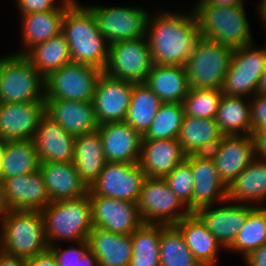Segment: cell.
Segmentation results:
<instances>
[{"mask_svg": "<svg viewBox=\"0 0 266 266\" xmlns=\"http://www.w3.org/2000/svg\"><path fill=\"white\" fill-rule=\"evenodd\" d=\"M199 36L194 10L189 15L170 11L149 13L146 38L156 65L184 66Z\"/></svg>", "mask_w": 266, "mask_h": 266, "instance_id": "6da1fadb", "label": "cell"}, {"mask_svg": "<svg viewBox=\"0 0 266 266\" xmlns=\"http://www.w3.org/2000/svg\"><path fill=\"white\" fill-rule=\"evenodd\" d=\"M62 33L69 45L72 62L104 71L109 44L99 31L93 13L86 6L74 1L65 10Z\"/></svg>", "mask_w": 266, "mask_h": 266, "instance_id": "7a4b0ae2", "label": "cell"}, {"mask_svg": "<svg viewBox=\"0 0 266 266\" xmlns=\"http://www.w3.org/2000/svg\"><path fill=\"white\" fill-rule=\"evenodd\" d=\"M192 10L200 36L233 49L254 43L244 5L214 6L198 0Z\"/></svg>", "mask_w": 266, "mask_h": 266, "instance_id": "3957f363", "label": "cell"}, {"mask_svg": "<svg viewBox=\"0 0 266 266\" xmlns=\"http://www.w3.org/2000/svg\"><path fill=\"white\" fill-rule=\"evenodd\" d=\"M41 213L49 246L59 241H85L94 228L88 194L76 199L51 202Z\"/></svg>", "mask_w": 266, "mask_h": 266, "instance_id": "277c9868", "label": "cell"}, {"mask_svg": "<svg viewBox=\"0 0 266 266\" xmlns=\"http://www.w3.org/2000/svg\"><path fill=\"white\" fill-rule=\"evenodd\" d=\"M0 250L28 259L49 249L41 211L10 210L2 220Z\"/></svg>", "mask_w": 266, "mask_h": 266, "instance_id": "5b68a950", "label": "cell"}, {"mask_svg": "<svg viewBox=\"0 0 266 266\" xmlns=\"http://www.w3.org/2000/svg\"><path fill=\"white\" fill-rule=\"evenodd\" d=\"M233 48L199 36L184 67L192 89H221Z\"/></svg>", "mask_w": 266, "mask_h": 266, "instance_id": "8992f818", "label": "cell"}, {"mask_svg": "<svg viewBox=\"0 0 266 266\" xmlns=\"http://www.w3.org/2000/svg\"><path fill=\"white\" fill-rule=\"evenodd\" d=\"M45 100V78L20 54L0 57V103Z\"/></svg>", "mask_w": 266, "mask_h": 266, "instance_id": "52a82bcc", "label": "cell"}, {"mask_svg": "<svg viewBox=\"0 0 266 266\" xmlns=\"http://www.w3.org/2000/svg\"><path fill=\"white\" fill-rule=\"evenodd\" d=\"M137 206L145 224L175 225L191 213L164 178L145 177Z\"/></svg>", "mask_w": 266, "mask_h": 266, "instance_id": "ba28073f", "label": "cell"}, {"mask_svg": "<svg viewBox=\"0 0 266 266\" xmlns=\"http://www.w3.org/2000/svg\"><path fill=\"white\" fill-rule=\"evenodd\" d=\"M248 44L233 50L221 92L226 96L252 97L266 66V48ZM250 95V96H249Z\"/></svg>", "mask_w": 266, "mask_h": 266, "instance_id": "9c48e42d", "label": "cell"}, {"mask_svg": "<svg viewBox=\"0 0 266 266\" xmlns=\"http://www.w3.org/2000/svg\"><path fill=\"white\" fill-rule=\"evenodd\" d=\"M102 72L86 64H66L45 78V99L92 102L95 86Z\"/></svg>", "mask_w": 266, "mask_h": 266, "instance_id": "30bf717a", "label": "cell"}, {"mask_svg": "<svg viewBox=\"0 0 266 266\" xmlns=\"http://www.w3.org/2000/svg\"><path fill=\"white\" fill-rule=\"evenodd\" d=\"M154 66L145 37L109 45L108 61L103 72L134 84L144 83Z\"/></svg>", "mask_w": 266, "mask_h": 266, "instance_id": "8fae6325", "label": "cell"}, {"mask_svg": "<svg viewBox=\"0 0 266 266\" xmlns=\"http://www.w3.org/2000/svg\"><path fill=\"white\" fill-rule=\"evenodd\" d=\"M108 44L146 36L149 13L141 7L86 6Z\"/></svg>", "mask_w": 266, "mask_h": 266, "instance_id": "7c38bea8", "label": "cell"}, {"mask_svg": "<svg viewBox=\"0 0 266 266\" xmlns=\"http://www.w3.org/2000/svg\"><path fill=\"white\" fill-rule=\"evenodd\" d=\"M145 177L138 163L106 162L89 192L92 195L137 203Z\"/></svg>", "mask_w": 266, "mask_h": 266, "instance_id": "4fadbf2b", "label": "cell"}, {"mask_svg": "<svg viewBox=\"0 0 266 266\" xmlns=\"http://www.w3.org/2000/svg\"><path fill=\"white\" fill-rule=\"evenodd\" d=\"M88 196L92 205L93 227L130 235L143 224L137 203L92 195L89 191Z\"/></svg>", "mask_w": 266, "mask_h": 266, "instance_id": "5bb4252c", "label": "cell"}, {"mask_svg": "<svg viewBox=\"0 0 266 266\" xmlns=\"http://www.w3.org/2000/svg\"><path fill=\"white\" fill-rule=\"evenodd\" d=\"M133 84L102 72L93 97L95 116L99 125L124 121L131 101Z\"/></svg>", "mask_w": 266, "mask_h": 266, "instance_id": "9a60e30c", "label": "cell"}, {"mask_svg": "<svg viewBox=\"0 0 266 266\" xmlns=\"http://www.w3.org/2000/svg\"><path fill=\"white\" fill-rule=\"evenodd\" d=\"M45 115V100L0 103V140L5 142L33 139Z\"/></svg>", "mask_w": 266, "mask_h": 266, "instance_id": "2e32d148", "label": "cell"}, {"mask_svg": "<svg viewBox=\"0 0 266 266\" xmlns=\"http://www.w3.org/2000/svg\"><path fill=\"white\" fill-rule=\"evenodd\" d=\"M226 202L229 205L222 204L217 208L208 205L200 207L194 212L222 245L223 249H228L234 243L249 212L255 207L253 203H245L244 205L242 203L241 205L229 200Z\"/></svg>", "mask_w": 266, "mask_h": 266, "instance_id": "e0dca14e", "label": "cell"}, {"mask_svg": "<svg viewBox=\"0 0 266 266\" xmlns=\"http://www.w3.org/2000/svg\"><path fill=\"white\" fill-rule=\"evenodd\" d=\"M0 182L10 210L42 211L51 203L40 170Z\"/></svg>", "mask_w": 266, "mask_h": 266, "instance_id": "ac0fdd59", "label": "cell"}, {"mask_svg": "<svg viewBox=\"0 0 266 266\" xmlns=\"http://www.w3.org/2000/svg\"><path fill=\"white\" fill-rule=\"evenodd\" d=\"M222 182L228 186L255 158L250 135L223 136L211 150Z\"/></svg>", "mask_w": 266, "mask_h": 266, "instance_id": "d6986e66", "label": "cell"}, {"mask_svg": "<svg viewBox=\"0 0 266 266\" xmlns=\"http://www.w3.org/2000/svg\"><path fill=\"white\" fill-rule=\"evenodd\" d=\"M186 159L191 163L194 178L192 212L215 203H226L227 186L220 179L210 155L191 154Z\"/></svg>", "mask_w": 266, "mask_h": 266, "instance_id": "ffe728a7", "label": "cell"}, {"mask_svg": "<svg viewBox=\"0 0 266 266\" xmlns=\"http://www.w3.org/2000/svg\"><path fill=\"white\" fill-rule=\"evenodd\" d=\"M106 162L138 163L142 136L125 121L99 125Z\"/></svg>", "mask_w": 266, "mask_h": 266, "instance_id": "44dd1931", "label": "cell"}, {"mask_svg": "<svg viewBox=\"0 0 266 266\" xmlns=\"http://www.w3.org/2000/svg\"><path fill=\"white\" fill-rule=\"evenodd\" d=\"M46 115L67 133L77 137L99 128L93 102L66 99H45Z\"/></svg>", "mask_w": 266, "mask_h": 266, "instance_id": "7402d4cb", "label": "cell"}, {"mask_svg": "<svg viewBox=\"0 0 266 266\" xmlns=\"http://www.w3.org/2000/svg\"><path fill=\"white\" fill-rule=\"evenodd\" d=\"M186 156L177 139L142 140L138 164L146 177L164 178Z\"/></svg>", "mask_w": 266, "mask_h": 266, "instance_id": "603a6c76", "label": "cell"}, {"mask_svg": "<svg viewBox=\"0 0 266 266\" xmlns=\"http://www.w3.org/2000/svg\"><path fill=\"white\" fill-rule=\"evenodd\" d=\"M75 138L45 115L38 125L33 142L40 162H72Z\"/></svg>", "mask_w": 266, "mask_h": 266, "instance_id": "cb8c5ba5", "label": "cell"}, {"mask_svg": "<svg viewBox=\"0 0 266 266\" xmlns=\"http://www.w3.org/2000/svg\"><path fill=\"white\" fill-rule=\"evenodd\" d=\"M51 202L76 199L88 194L72 162H40L39 168Z\"/></svg>", "mask_w": 266, "mask_h": 266, "instance_id": "d4e9b609", "label": "cell"}, {"mask_svg": "<svg viewBox=\"0 0 266 266\" xmlns=\"http://www.w3.org/2000/svg\"><path fill=\"white\" fill-rule=\"evenodd\" d=\"M75 0H62L60 7L46 12L22 15V42L24 50L15 54L25 55L35 45L59 35L62 32V22L65 10Z\"/></svg>", "mask_w": 266, "mask_h": 266, "instance_id": "484cf974", "label": "cell"}, {"mask_svg": "<svg viewBox=\"0 0 266 266\" xmlns=\"http://www.w3.org/2000/svg\"><path fill=\"white\" fill-rule=\"evenodd\" d=\"M174 226L181 232L192 255L201 266L216 265L222 245L194 212L183 217Z\"/></svg>", "mask_w": 266, "mask_h": 266, "instance_id": "4316f807", "label": "cell"}, {"mask_svg": "<svg viewBox=\"0 0 266 266\" xmlns=\"http://www.w3.org/2000/svg\"><path fill=\"white\" fill-rule=\"evenodd\" d=\"M89 250L97 258L99 266H129L132 256L130 235L115 234L93 228L88 235Z\"/></svg>", "mask_w": 266, "mask_h": 266, "instance_id": "83f0119b", "label": "cell"}, {"mask_svg": "<svg viewBox=\"0 0 266 266\" xmlns=\"http://www.w3.org/2000/svg\"><path fill=\"white\" fill-rule=\"evenodd\" d=\"M223 136L215 119L185 115L177 140L187 155L208 154Z\"/></svg>", "mask_w": 266, "mask_h": 266, "instance_id": "f1b7e54d", "label": "cell"}, {"mask_svg": "<svg viewBox=\"0 0 266 266\" xmlns=\"http://www.w3.org/2000/svg\"><path fill=\"white\" fill-rule=\"evenodd\" d=\"M266 199V160L253 161L227 186V200L260 206ZM258 203V205H257Z\"/></svg>", "mask_w": 266, "mask_h": 266, "instance_id": "f546056e", "label": "cell"}, {"mask_svg": "<svg viewBox=\"0 0 266 266\" xmlns=\"http://www.w3.org/2000/svg\"><path fill=\"white\" fill-rule=\"evenodd\" d=\"M163 103H183L189 91L184 66L156 65L144 82Z\"/></svg>", "mask_w": 266, "mask_h": 266, "instance_id": "4dcf8cb0", "label": "cell"}, {"mask_svg": "<svg viewBox=\"0 0 266 266\" xmlns=\"http://www.w3.org/2000/svg\"><path fill=\"white\" fill-rule=\"evenodd\" d=\"M72 163L76 167L81 180L90 188L106 164L102 139L98 131L75 138Z\"/></svg>", "mask_w": 266, "mask_h": 266, "instance_id": "1f68e13d", "label": "cell"}, {"mask_svg": "<svg viewBox=\"0 0 266 266\" xmlns=\"http://www.w3.org/2000/svg\"><path fill=\"white\" fill-rule=\"evenodd\" d=\"M40 168L33 139L5 141L0 162V179L33 173Z\"/></svg>", "mask_w": 266, "mask_h": 266, "instance_id": "d6a6232c", "label": "cell"}, {"mask_svg": "<svg viewBox=\"0 0 266 266\" xmlns=\"http://www.w3.org/2000/svg\"><path fill=\"white\" fill-rule=\"evenodd\" d=\"M246 98L222 95L215 120L224 136L250 135V101Z\"/></svg>", "mask_w": 266, "mask_h": 266, "instance_id": "836d02e7", "label": "cell"}, {"mask_svg": "<svg viewBox=\"0 0 266 266\" xmlns=\"http://www.w3.org/2000/svg\"><path fill=\"white\" fill-rule=\"evenodd\" d=\"M25 56L44 78L72 62L69 45L62 32L45 42L35 45Z\"/></svg>", "mask_w": 266, "mask_h": 266, "instance_id": "e575fe53", "label": "cell"}, {"mask_svg": "<svg viewBox=\"0 0 266 266\" xmlns=\"http://www.w3.org/2000/svg\"><path fill=\"white\" fill-rule=\"evenodd\" d=\"M162 103L146 84H133L131 101L124 121L143 137L151 127Z\"/></svg>", "mask_w": 266, "mask_h": 266, "instance_id": "d590c367", "label": "cell"}, {"mask_svg": "<svg viewBox=\"0 0 266 266\" xmlns=\"http://www.w3.org/2000/svg\"><path fill=\"white\" fill-rule=\"evenodd\" d=\"M161 224L143 223L131 234L132 256L129 266H160Z\"/></svg>", "mask_w": 266, "mask_h": 266, "instance_id": "8d00e7d4", "label": "cell"}, {"mask_svg": "<svg viewBox=\"0 0 266 266\" xmlns=\"http://www.w3.org/2000/svg\"><path fill=\"white\" fill-rule=\"evenodd\" d=\"M264 244H266V206L260 204L249 212L236 240L227 250L240 252L245 258Z\"/></svg>", "mask_w": 266, "mask_h": 266, "instance_id": "74e56055", "label": "cell"}, {"mask_svg": "<svg viewBox=\"0 0 266 266\" xmlns=\"http://www.w3.org/2000/svg\"><path fill=\"white\" fill-rule=\"evenodd\" d=\"M160 266H201L174 225L161 224Z\"/></svg>", "mask_w": 266, "mask_h": 266, "instance_id": "f35d334b", "label": "cell"}, {"mask_svg": "<svg viewBox=\"0 0 266 266\" xmlns=\"http://www.w3.org/2000/svg\"><path fill=\"white\" fill-rule=\"evenodd\" d=\"M184 116L183 103H162L142 140L177 139Z\"/></svg>", "mask_w": 266, "mask_h": 266, "instance_id": "ab89813d", "label": "cell"}, {"mask_svg": "<svg viewBox=\"0 0 266 266\" xmlns=\"http://www.w3.org/2000/svg\"><path fill=\"white\" fill-rule=\"evenodd\" d=\"M222 95L221 89L190 88L183 101L185 115L215 119Z\"/></svg>", "mask_w": 266, "mask_h": 266, "instance_id": "60d3db41", "label": "cell"}, {"mask_svg": "<svg viewBox=\"0 0 266 266\" xmlns=\"http://www.w3.org/2000/svg\"><path fill=\"white\" fill-rule=\"evenodd\" d=\"M171 191L192 212L194 178L191 163L185 159L164 177Z\"/></svg>", "mask_w": 266, "mask_h": 266, "instance_id": "b9f144b4", "label": "cell"}, {"mask_svg": "<svg viewBox=\"0 0 266 266\" xmlns=\"http://www.w3.org/2000/svg\"><path fill=\"white\" fill-rule=\"evenodd\" d=\"M74 244L65 250L62 249L63 251L59 245L49 246L59 266H99L97 258L89 250L87 240L76 243L75 247Z\"/></svg>", "mask_w": 266, "mask_h": 266, "instance_id": "7bdbcfd3", "label": "cell"}, {"mask_svg": "<svg viewBox=\"0 0 266 266\" xmlns=\"http://www.w3.org/2000/svg\"><path fill=\"white\" fill-rule=\"evenodd\" d=\"M251 99V131L266 129V96L255 94Z\"/></svg>", "mask_w": 266, "mask_h": 266, "instance_id": "ee69618b", "label": "cell"}, {"mask_svg": "<svg viewBox=\"0 0 266 266\" xmlns=\"http://www.w3.org/2000/svg\"><path fill=\"white\" fill-rule=\"evenodd\" d=\"M21 15L55 10L60 6L55 0H16Z\"/></svg>", "mask_w": 266, "mask_h": 266, "instance_id": "f6af8a7d", "label": "cell"}, {"mask_svg": "<svg viewBox=\"0 0 266 266\" xmlns=\"http://www.w3.org/2000/svg\"><path fill=\"white\" fill-rule=\"evenodd\" d=\"M254 156L258 159L266 160V129L251 131Z\"/></svg>", "mask_w": 266, "mask_h": 266, "instance_id": "bcb514c9", "label": "cell"}, {"mask_svg": "<svg viewBox=\"0 0 266 266\" xmlns=\"http://www.w3.org/2000/svg\"><path fill=\"white\" fill-rule=\"evenodd\" d=\"M27 266H59L55 255L48 249L47 251L36 254L33 257L26 259Z\"/></svg>", "mask_w": 266, "mask_h": 266, "instance_id": "7dc6e473", "label": "cell"}, {"mask_svg": "<svg viewBox=\"0 0 266 266\" xmlns=\"http://www.w3.org/2000/svg\"><path fill=\"white\" fill-rule=\"evenodd\" d=\"M243 260L246 266H266V244L253 250Z\"/></svg>", "mask_w": 266, "mask_h": 266, "instance_id": "c3c4849f", "label": "cell"}, {"mask_svg": "<svg viewBox=\"0 0 266 266\" xmlns=\"http://www.w3.org/2000/svg\"><path fill=\"white\" fill-rule=\"evenodd\" d=\"M0 266H27V261L23 257L8 255L0 250Z\"/></svg>", "mask_w": 266, "mask_h": 266, "instance_id": "681fc988", "label": "cell"}, {"mask_svg": "<svg viewBox=\"0 0 266 266\" xmlns=\"http://www.w3.org/2000/svg\"><path fill=\"white\" fill-rule=\"evenodd\" d=\"M206 5L214 6H232L244 5L243 0H202Z\"/></svg>", "mask_w": 266, "mask_h": 266, "instance_id": "f907efd6", "label": "cell"}, {"mask_svg": "<svg viewBox=\"0 0 266 266\" xmlns=\"http://www.w3.org/2000/svg\"><path fill=\"white\" fill-rule=\"evenodd\" d=\"M10 209L6 204L4 192L2 190V185L0 182V222L6 217V215L9 213Z\"/></svg>", "mask_w": 266, "mask_h": 266, "instance_id": "816d5d0a", "label": "cell"}, {"mask_svg": "<svg viewBox=\"0 0 266 266\" xmlns=\"http://www.w3.org/2000/svg\"><path fill=\"white\" fill-rule=\"evenodd\" d=\"M256 94H261L263 96H266V66L260 76Z\"/></svg>", "mask_w": 266, "mask_h": 266, "instance_id": "f5cc1de1", "label": "cell"}, {"mask_svg": "<svg viewBox=\"0 0 266 266\" xmlns=\"http://www.w3.org/2000/svg\"><path fill=\"white\" fill-rule=\"evenodd\" d=\"M258 6V15L260 14V19L263 21L264 24H266V0H262Z\"/></svg>", "mask_w": 266, "mask_h": 266, "instance_id": "db71d44e", "label": "cell"}, {"mask_svg": "<svg viewBox=\"0 0 266 266\" xmlns=\"http://www.w3.org/2000/svg\"><path fill=\"white\" fill-rule=\"evenodd\" d=\"M4 148V141L0 140V162H1V155Z\"/></svg>", "mask_w": 266, "mask_h": 266, "instance_id": "11a10c76", "label": "cell"}]
</instances>
